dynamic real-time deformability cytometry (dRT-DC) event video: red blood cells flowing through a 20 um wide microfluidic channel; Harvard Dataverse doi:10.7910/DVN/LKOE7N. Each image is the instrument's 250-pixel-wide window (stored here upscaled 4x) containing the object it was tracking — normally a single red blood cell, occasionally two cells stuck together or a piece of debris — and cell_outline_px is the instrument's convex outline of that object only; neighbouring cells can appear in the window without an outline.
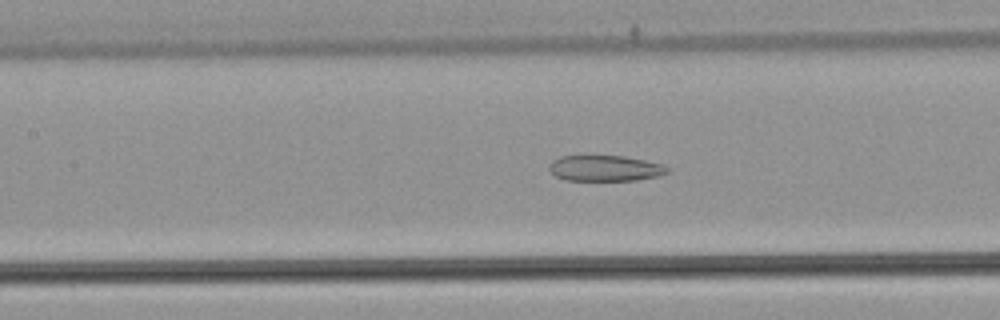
{"species": "common noctule bat (a hibernating species)", "species_latin": "Nyctalus noctula", "temperature_condition": "warm", "stored_images_in_passage": 52, "camera_frame_rate_fps": 3000, "um_per_image_px": 0.085, "animal": {"sex": "male", "body_mass_g": 21.5, "forearm_length_mm": 52.0}, "frame": {"image": 1, "passage_image": 24, "time_ms": 7.667, "image_size_px": [1000, 320], "cell_outline_px": [[668, 172], [660, 176], [636, 180], [564, 180], [556, 176], [548, 168], [552, 160], [560, 156], [624, 156], [664, 164], [668, 168]], "centroid_in_image_um": [51.44, 14.3], "position_along_channel_um": 156.0, "area_um2": 17.74}}
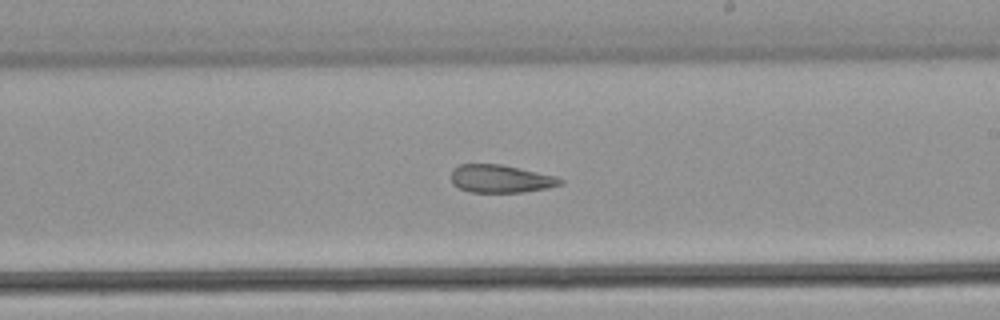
{"frame": {"image": 2, "passage_image": 31, "time_ms": 10.0, "image_size_px": [1000, 320], "cell_outline_px": [[564, 180], [560, 184], [548, 188], [520, 192], [468, 192], [452, 184], [452, 168], [460, 164], [500, 164], [556, 176]], "centroid_in_image_um": [42.52, 15.19], "position_along_channel_um": 246.5, "area_um2": 17.63}}
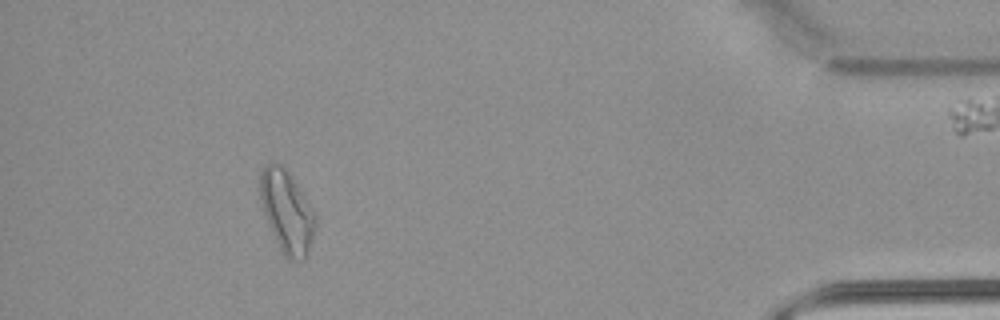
{"frame": {"image": 3, "passage_image": 48, "time_ms": 15.667, "image_size_px": [1000, 320], "cell_outline_px": [[316, 228], [308, 252], [300, 260], [288, 260], [284, 256], [276, 240], [264, 212], [260, 196], [260, 172], [268, 164], [280, 164], [284, 168], [296, 184], [316, 216]], "centroid_in_image_um": [24.39, 18.02], "position_along_channel_um": 410.8, "area_um2": 25.61}, "authors_computed_cell_mechanics": {"area_um2": 22.7154, "velocity_mm_per_s": 3.8937, "shape_relaxation_time_tau1_ms": null, "shape_relaxation_time_tau2_ms": 4.1786, "deformation_change_tau1": null, "deformation_change_tau2": 0.1436}}